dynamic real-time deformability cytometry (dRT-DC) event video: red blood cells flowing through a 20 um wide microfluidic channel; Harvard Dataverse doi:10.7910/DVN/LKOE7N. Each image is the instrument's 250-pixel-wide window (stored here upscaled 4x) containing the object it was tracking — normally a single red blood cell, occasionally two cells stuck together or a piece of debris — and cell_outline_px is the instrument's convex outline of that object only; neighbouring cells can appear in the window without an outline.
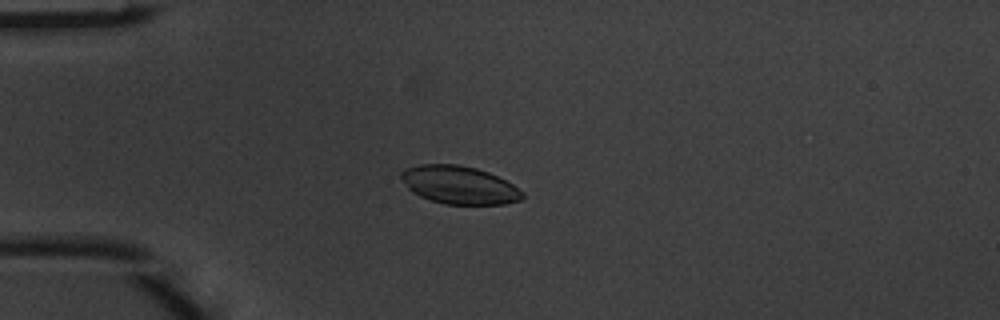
{"species": "common noctule bat (a hibernating species)", "species_latin": "Nyctalus noctula", "temperature_condition": "warm", "stored_images_in_passage": 3, "camera_frame_rate_fps": 3000, "um_per_image_px": 0.085, "animal": {"sex": "male", "body_mass_g": 20.1, "forearm_length_mm": 53.5}, "frame": {"image": 1, "passage_image": 3, "time_ms": 0.667, "image_size_px": [1000, 320], "cell_outline_px": [[524, 196], [520, 200], [504, 204], [444, 204], [420, 196], [412, 192], [408, 188], [400, 176], [400, 172], [404, 168], [420, 164], [456, 164], [476, 168], [488, 172], [512, 184], [524, 192]], "centroid_in_image_um": [39.01, 15.72], "position_along_channel_um": 46.0, "area_um2": 26.76}}